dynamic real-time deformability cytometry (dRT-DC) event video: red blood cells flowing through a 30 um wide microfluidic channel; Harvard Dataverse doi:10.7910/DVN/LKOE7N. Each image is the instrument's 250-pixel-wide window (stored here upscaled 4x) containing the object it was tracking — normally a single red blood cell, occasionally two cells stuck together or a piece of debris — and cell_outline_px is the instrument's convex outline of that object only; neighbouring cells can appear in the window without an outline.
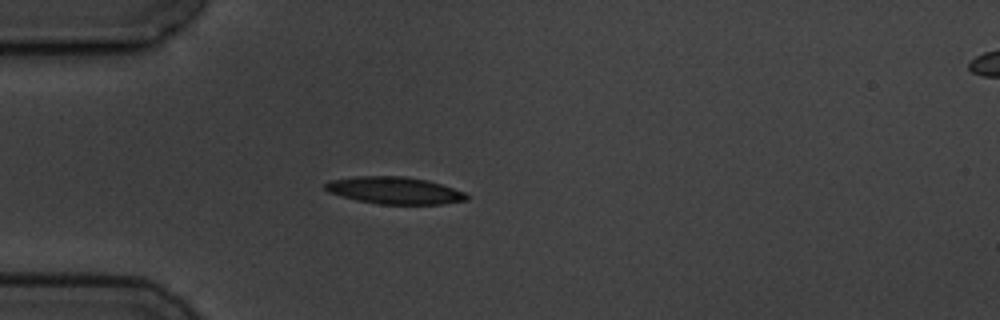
{"species": "common noctule bat (a hibernating species)", "species_latin": "Nyctalus noctula", "temperature_condition": "cold", "stored_images_in_passage": 3, "camera_frame_rate_fps": 3000, "um_per_image_px": 0.085, "animal": {"sex": "male", "body_mass_g": 19.5, "forearm_length_mm": 54.6}, "frame": {"image": 1, "passage_image": 3, "time_ms": 3.0, "image_size_px": [1000, 320], "cell_outline_px": [[468, 200], [440, 204], [380, 204], [356, 200], [328, 192], [324, 188], [324, 184], [328, 180], [356, 176], [404, 176], [428, 180], [464, 192], [468, 196]], "centroid_in_image_um": [33.5, 16.18], "position_along_channel_um": 51.5, "area_um2": 22.31}}